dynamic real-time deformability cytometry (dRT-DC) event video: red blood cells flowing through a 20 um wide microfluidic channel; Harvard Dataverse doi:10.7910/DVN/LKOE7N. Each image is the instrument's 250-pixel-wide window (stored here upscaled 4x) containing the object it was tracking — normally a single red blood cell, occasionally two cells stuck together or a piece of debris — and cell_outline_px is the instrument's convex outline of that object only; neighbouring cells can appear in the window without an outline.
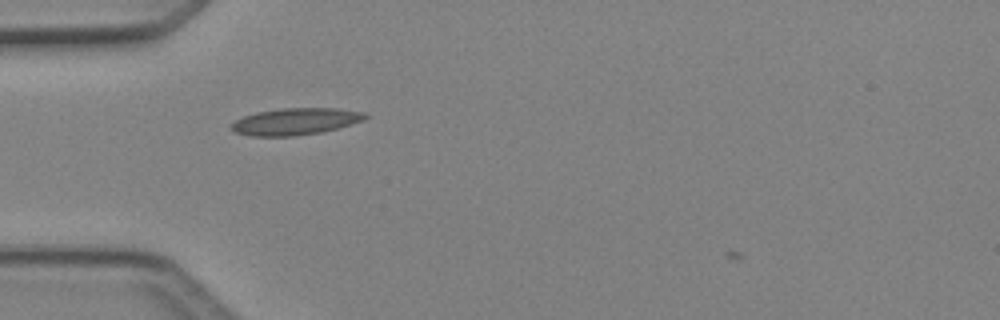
{"species": "Egyptian fruit bat (a non-hibernating species)", "species_latin": "Rousettus aegyptiacus", "temperature_condition": "cold", "stored_images_in_passage": 34, "camera_frame_rate_fps": 3000, "um_per_image_px": 0.085, "animal": {"sex": "female"}, "frame": {"image": 1, "passage_image": 2, "time_ms": 0.333, "image_size_px": [1000, 320], "cell_outline_px": [[368, 116], [364, 120], [336, 128], [320, 132], [296, 136], [252, 136], [236, 132], [228, 128], [228, 124], [244, 116], [256, 112], [280, 108], [340, 108], [368, 112]], "centroid_in_image_um": [25.11, 10.31], "position_along_channel_um": 59.9, "area_um2": 21.1}}
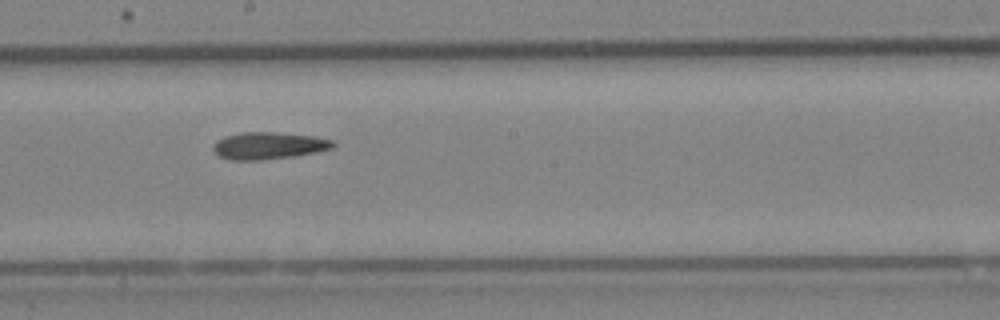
{"frame": {"image": 2, "passage_image": 14, "time_ms": 4.333, "image_size_px": [1000, 320], "cell_outline_px": [[336, 144], [332, 148], [316, 152], [296, 156], [264, 160], [228, 160], [220, 156], [212, 148], [212, 144], [216, 140], [224, 136], [240, 132], [276, 132], [316, 136], [332, 140]], "centroid_in_image_um": [22.82, 12.38], "position_along_channel_um": 225.4, "area_um2": 19.19}}
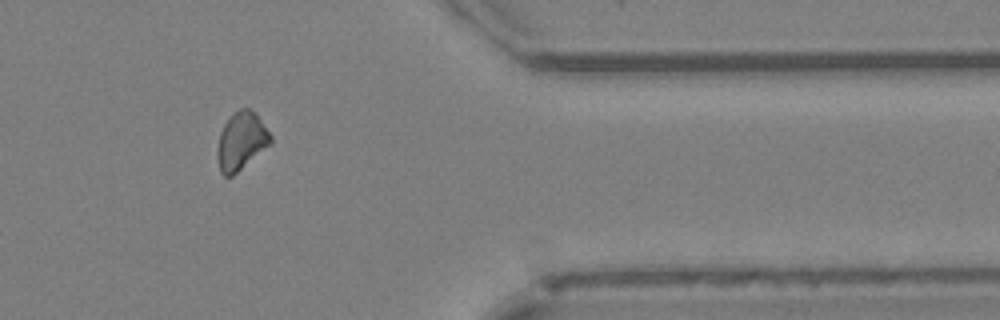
{"frame": {"image": 3, "passage_image": 27, "time_ms": 8.667, "image_size_px": [1000, 320], "cell_outline_px": [[272, 144], [232, 176], [224, 176], [220, 172], [216, 156], [216, 152], [220, 132], [224, 124], [240, 108], [248, 108], [256, 112], [272, 136]], "centroid_in_image_um": [20.52, 12.01], "position_along_channel_um": 390.9, "area_um2": 18.03}}